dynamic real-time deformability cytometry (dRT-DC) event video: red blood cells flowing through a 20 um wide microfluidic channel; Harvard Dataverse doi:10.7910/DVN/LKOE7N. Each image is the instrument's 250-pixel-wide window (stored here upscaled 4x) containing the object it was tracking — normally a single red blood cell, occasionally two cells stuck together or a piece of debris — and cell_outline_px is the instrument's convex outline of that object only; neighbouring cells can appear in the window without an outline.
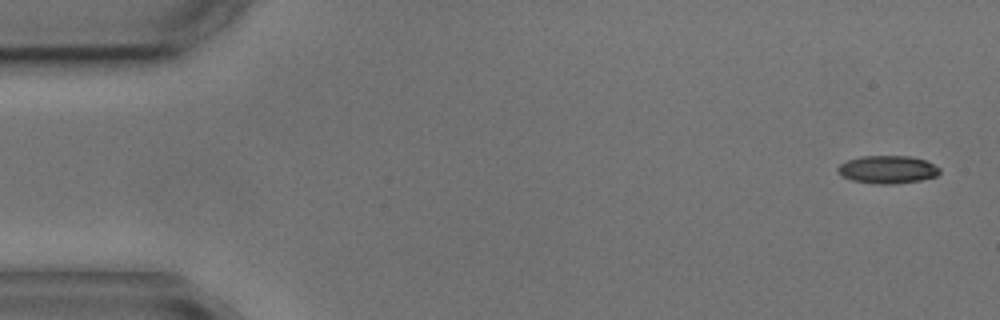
{"species": "common noctule bat (a hibernating species)", "species_latin": "Nyctalus noctula", "temperature_condition": "cold", "stored_images_in_passage": 4, "camera_frame_rate_fps": 3000, "um_per_image_px": 0.085, "animal": {"sex": "male", "body_mass_g": 17.9, "forearm_length_mm": 54.2}, "frame": {"image": 1, "passage_image": 1, "time_ms": 0.0, "image_size_px": [1000, 320], "cell_outline_px": [[940, 172], [936, 176], [920, 180], [892, 184], [880, 184], [852, 180], [840, 176], [836, 172], [836, 168], [840, 164], [848, 160], [860, 156], [912, 156], [924, 160], [940, 168]], "centroid_in_image_um": [75.4, 14.4], "position_along_channel_um": 9.6, "area_um2": 16.53}}
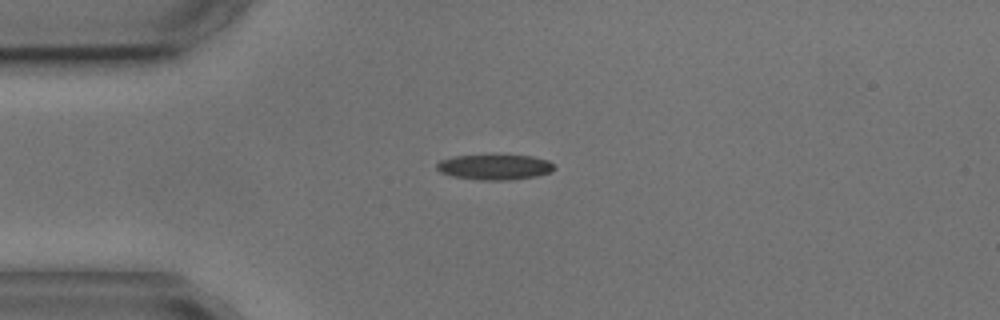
{"frame": {"image": 2, "passage_image": 4, "time_ms": 3.667, "image_size_px": [1000, 320], "cell_outline_px": [[556, 168], [552, 172], [536, 176], [512, 180], [480, 180], [452, 176], [440, 172], [436, 168], [436, 164], [440, 160], [456, 156], [532, 156], [548, 160]], "centroid_in_image_um": [42.06, 14.22], "position_along_channel_um": 42.9, "area_um2": 17.17}}